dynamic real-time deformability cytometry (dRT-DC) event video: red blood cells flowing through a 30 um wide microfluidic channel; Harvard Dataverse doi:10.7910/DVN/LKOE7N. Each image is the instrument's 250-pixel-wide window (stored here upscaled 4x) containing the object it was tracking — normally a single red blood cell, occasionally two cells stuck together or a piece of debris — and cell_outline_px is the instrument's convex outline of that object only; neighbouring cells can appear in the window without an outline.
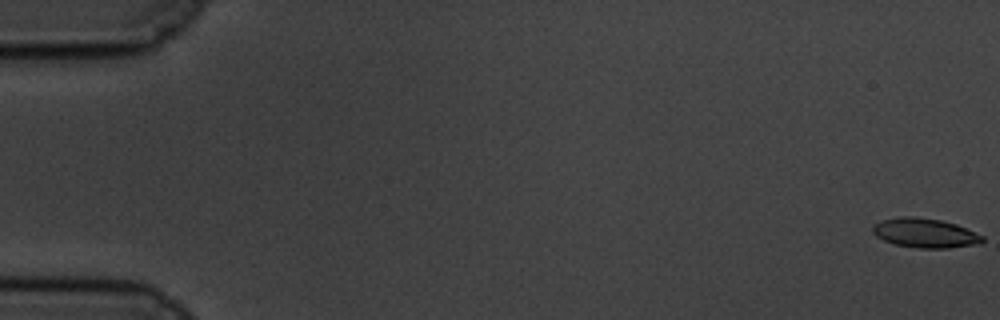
{"species": "common noctule bat (a hibernating species)", "species_latin": "Nyctalus noctula", "temperature_condition": "cold", "stored_images_in_passage": 60, "camera_frame_rate_fps": 3000, "um_per_image_px": 0.085, "animal": {"sex": "male", "body_mass_g": 19.5, "forearm_length_mm": 54.6}, "frame": {"image": 1, "passage_image": 1, "time_ms": 0.0, "image_size_px": [1000, 320], "cell_outline_px": [[984, 240], [980, 244], [948, 248], [920, 248], [896, 244], [884, 240], [876, 236], [872, 232], [872, 224], [880, 220], [900, 216], [916, 216], [940, 220], [956, 224], [984, 236]], "centroid_in_image_um": [78.61, 19.79], "position_along_channel_um": 6.4, "area_um2": 18.9}}
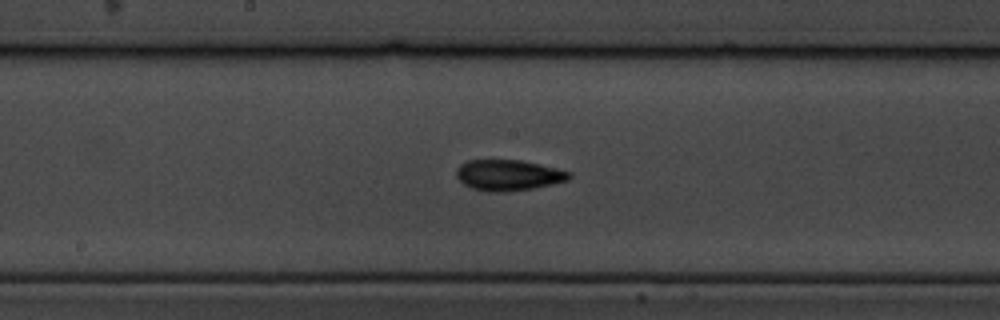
{"frame": {"image": 2, "passage_image": 32, "time_ms": 10.333, "image_size_px": [1000, 320], "cell_outline_px": [[572, 176], [568, 180], [552, 184], [532, 188], [504, 192], [488, 192], [472, 188], [464, 184], [456, 176], [456, 168], [460, 164], [468, 160], [520, 160], [540, 164], [572, 172]], "centroid_in_image_um": [43.21, 14.88], "position_along_channel_um": 205.0, "area_um2": 20.29}}
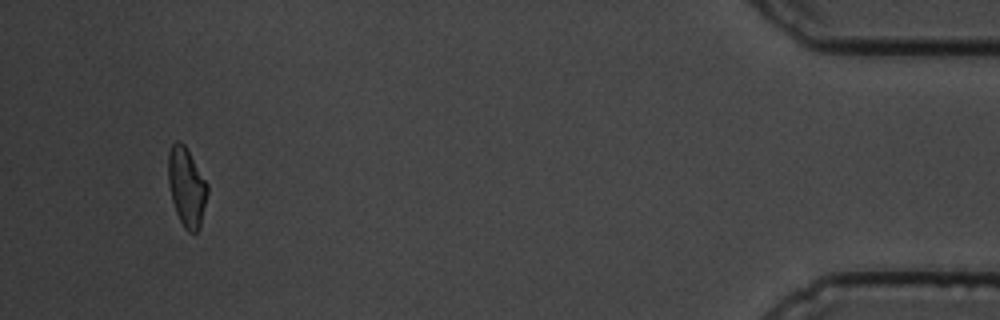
{"frame": {"image": 3, "passage_image": 57, "time_ms": 18.667, "image_size_px": [1000, 320], "cell_outline_px": [[208, 192], [200, 228], [196, 232], [188, 232], [184, 228], [176, 212], [172, 200], [168, 184], [168, 152], [172, 144], [176, 140], [180, 140], [184, 144], [208, 184]], "centroid_in_image_um": [15.86, 15.89], "position_along_channel_um": 419.3, "area_um2": 18.09}, "authors_computed_cell_mechanics": {"area_um2": 18.785, "velocity_mm_per_s": 3.4213, "shape_relaxation_time_tau1_ms": 6.7908, "shape_relaxation_time_tau2_ms": 5.4056, "deformation_change_tau1": 0.1572, "deformation_change_tau2": 0.1138}}